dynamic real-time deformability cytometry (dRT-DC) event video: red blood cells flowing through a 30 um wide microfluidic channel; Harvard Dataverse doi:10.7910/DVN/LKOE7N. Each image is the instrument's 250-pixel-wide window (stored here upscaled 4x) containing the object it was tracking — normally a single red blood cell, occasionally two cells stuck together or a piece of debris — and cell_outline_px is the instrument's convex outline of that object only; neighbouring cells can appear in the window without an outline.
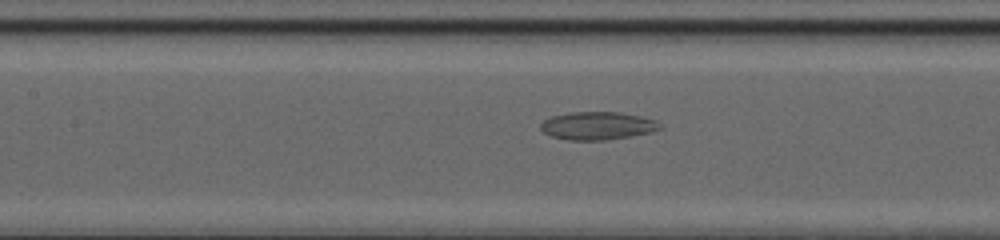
{"species": "common noctule bat (a hibernating species)", "species_latin": "Nyctalus noctula", "temperature_condition": "cold", "stored_images_in_passage": 39, "camera_frame_rate_fps": 3000, "um_per_image_px": 0.085, "animal": {"sex": "female", "body_mass_g": 20.0, "forearm_length_mm": 54.0}, "frame": {"image": 1, "passage_image": 19, "time_ms": 6.0, "image_size_px": [1000, 240], "cell_outline_px": [[660, 128], [648, 132], [628, 136], [604, 140], [568, 140], [552, 136], [544, 132], [540, 128], [540, 124], [544, 120], [552, 116], [572, 112], [620, 112], [640, 116], [656, 120], [660, 124]], "centroid_in_image_um": [50.75, 10.68], "position_along_channel_um": 156.7, "area_um2": 19.13}}
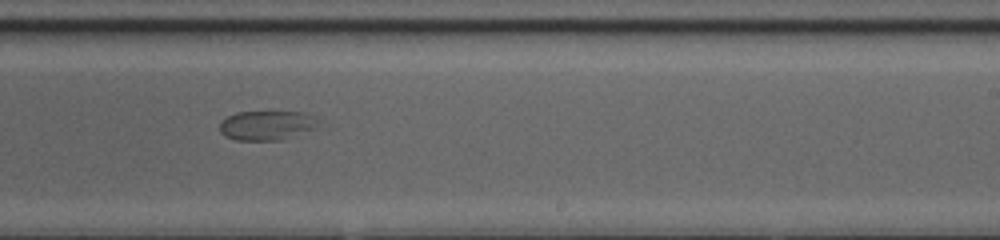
{"frame": {"image": 2, "passage_image": 27, "time_ms": 8.667, "image_size_px": [1000, 240], "cell_outline_px": [[312, 128], [280, 140], [236, 140], [224, 136], [220, 132], [220, 120], [236, 112], [304, 112], [312, 116]], "centroid_in_image_um": [22.5, 10.65], "position_along_channel_um": 266.5, "area_um2": 16.3}}
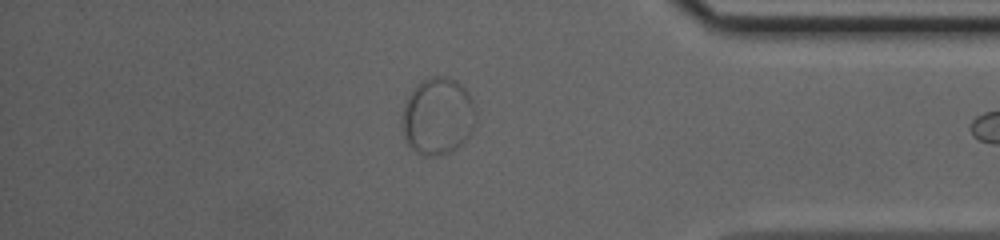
{"frame": {"image": 3, "passage_image": 38, "time_ms": 12.333, "image_size_px": [1000, 240], "cell_outline_px": [[476, 112], [472, 128], [468, 136], [460, 144], [448, 152], [432, 156], [424, 156], [416, 152], [408, 144], [404, 136], [404, 104], [408, 96], [416, 84], [432, 76], [440, 76], [456, 80], [468, 92], [476, 104]], "centroid_in_image_um": [37.23, 9.85], "position_along_channel_um": 398.0, "area_um2": 32.66}}